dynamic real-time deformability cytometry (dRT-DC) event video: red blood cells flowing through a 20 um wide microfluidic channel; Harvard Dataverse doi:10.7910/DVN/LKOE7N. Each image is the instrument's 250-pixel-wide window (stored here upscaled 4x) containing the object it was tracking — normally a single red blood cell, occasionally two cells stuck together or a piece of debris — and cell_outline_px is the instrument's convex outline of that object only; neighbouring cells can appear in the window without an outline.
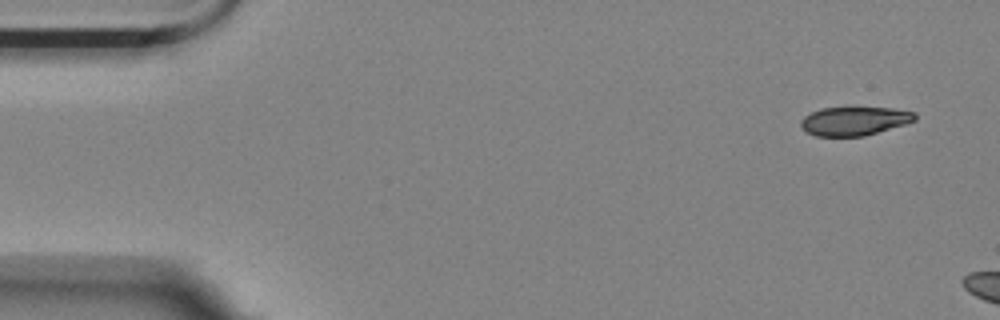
{"species": "Egyptian fruit bat (a non-hibernating species)", "species_latin": "Rousettus aegyptiacus", "temperature_condition": "room temperature", "stored_images_in_passage": 5, "camera_frame_rate_fps": 3000, "um_per_image_px": 0.085, "animal": {"sex": "female"}, "frame": {"image": 1, "passage_image": 1, "time_ms": 0.0, "image_size_px": [1000, 320], "cell_outline_px": [[916, 120], [904, 124], [864, 136], [816, 136], [808, 132], [800, 124], [800, 120], [804, 116], [820, 108], [852, 104], [892, 108], [916, 112]], "centroid_in_image_um": [72.62, 10.22], "position_along_channel_um": 12.4, "area_um2": 19.88}}